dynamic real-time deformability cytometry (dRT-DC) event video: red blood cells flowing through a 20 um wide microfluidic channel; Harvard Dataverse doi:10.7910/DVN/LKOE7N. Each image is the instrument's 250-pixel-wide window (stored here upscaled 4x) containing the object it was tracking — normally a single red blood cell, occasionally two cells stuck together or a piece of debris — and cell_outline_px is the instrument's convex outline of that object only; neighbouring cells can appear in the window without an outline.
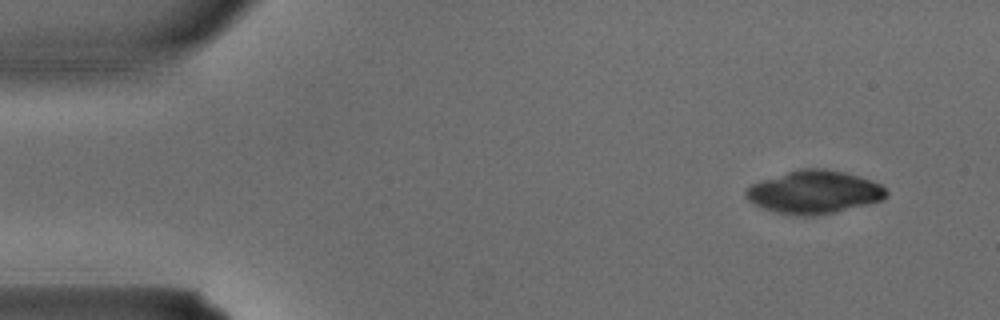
{"species": "common noctule bat (a hibernating species)", "species_latin": "Nyctalus noctula", "temperature_condition": "warm", "stored_images_in_passage": 4, "camera_frame_rate_fps": 3000, "um_per_image_px": 0.085, "animal": {"sex": "male", "body_mass_g": 15.6}, "frame": {"image": 1, "passage_image": 4, "time_ms": 1.0, "image_size_px": [1000, 320], "cell_outline_px": [[888, 196], [884, 200], [836, 212], [816, 216], [796, 216], [776, 212], [760, 208], [752, 204], [744, 196], [744, 192], [752, 184], [800, 168], [824, 168], [844, 172], [880, 184], [888, 192]], "centroid_in_image_um": [69.19, 16.35], "position_along_channel_um": 15.8, "area_um2": 35.2}}